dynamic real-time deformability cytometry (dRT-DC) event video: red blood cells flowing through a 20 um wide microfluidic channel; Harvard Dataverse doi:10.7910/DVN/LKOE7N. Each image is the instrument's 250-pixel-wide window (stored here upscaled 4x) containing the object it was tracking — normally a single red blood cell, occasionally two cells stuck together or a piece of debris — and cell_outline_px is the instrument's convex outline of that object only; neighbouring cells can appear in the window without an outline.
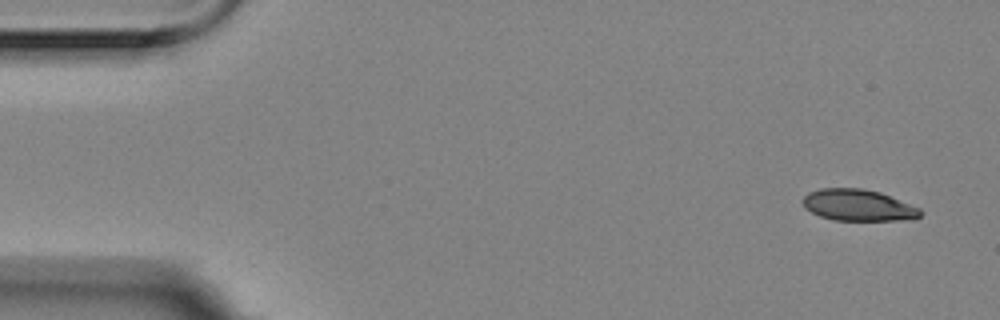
{"species": "Egyptian fruit bat (a non-hibernating species)", "species_latin": "Rousettus aegyptiacus", "temperature_condition": "room temperature", "stored_images_in_passage": 9, "camera_frame_rate_fps": 3000, "um_per_image_px": 0.085, "animal": {"sex": "female"}, "frame": {"image": 1, "passage_image": 1, "time_ms": 0.0, "image_size_px": [1000, 320], "cell_outline_px": [[924, 212], [916, 220], [832, 220], [820, 216], [804, 208], [800, 200], [808, 192], [820, 188], [864, 188], [880, 192], [920, 208]], "centroid_in_image_um": [72.94, 17.44], "position_along_channel_um": 12.1, "area_um2": 21.91}}
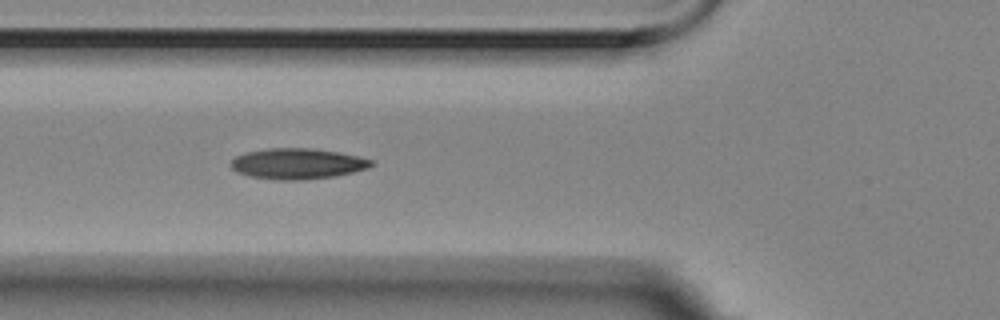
{"frame": {"image": 2, "passage_image": 6, "time_ms": 1.667, "image_size_px": [1000, 320], "cell_outline_px": [[372, 164], [368, 168], [336, 176], [300, 180], [276, 180], [252, 176], [240, 172], [232, 168], [228, 164], [236, 156], [248, 152], [268, 148], [316, 148], [340, 152], [372, 160]], "centroid_in_image_um": [25.29, 13.91], "position_along_channel_um": 100.5, "area_um2": 24.97}}
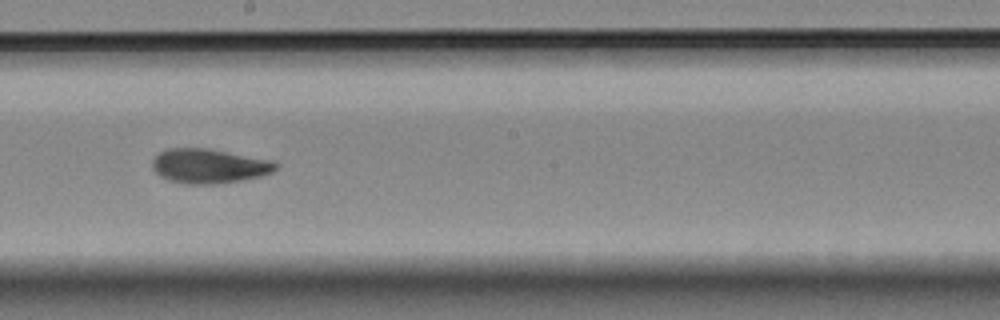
{"frame": {"image": 3, "passage_image": 9, "time_ms": 2.667, "image_size_px": [1000, 320], "cell_outline_px": [[280, 164], [272, 172], [260, 176], [240, 180], [216, 184], [184, 184], [168, 180], [160, 176], [152, 168], [152, 160], [160, 152], [168, 148], [204, 148], [276, 160]], "centroid_in_image_um": [17.78, 14.11], "position_along_channel_um": 230.4, "area_um2": 24.91}}